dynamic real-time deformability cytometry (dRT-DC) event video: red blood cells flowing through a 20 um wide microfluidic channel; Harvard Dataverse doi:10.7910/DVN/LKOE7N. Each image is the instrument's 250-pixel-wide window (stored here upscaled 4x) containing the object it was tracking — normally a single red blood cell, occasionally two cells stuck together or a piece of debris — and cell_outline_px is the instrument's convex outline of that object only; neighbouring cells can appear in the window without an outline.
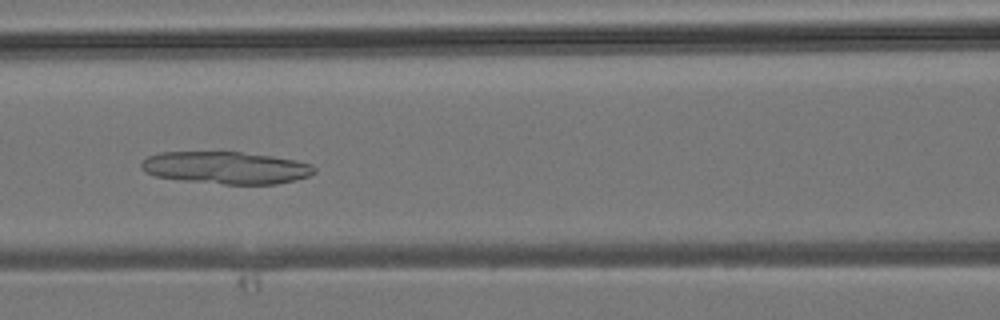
{"species": "common noctule bat (a hibernating species)", "species_latin": "Nyctalus noctula", "temperature_condition": "room temperature", "stored_images_in_passage": 36, "camera_frame_rate_fps": 3000, "um_per_image_px": 0.085, "animal": {"sex": "male", "body_mass_g": 19.2, "forearm_length_mm": 51.8}, "frame": {"image": 1, "passage_image": 13, "time_ms": 4.0, "image_size_px": [1000, 320], "cell_outline_px": [[316, 172], [308, 176], [296, 180], [276, 184], [224, 184], [180, 180], [156, 176], [144, 172], [140, 164], [148, 156], [160, 152], [240, 152], [272, 156], [296, 160], [312, 164], [316, 168]], "centroid_in_image_um": [19.23, 14.26], "position_along_channel_um": 147.4, "area_um2": 32.6}}
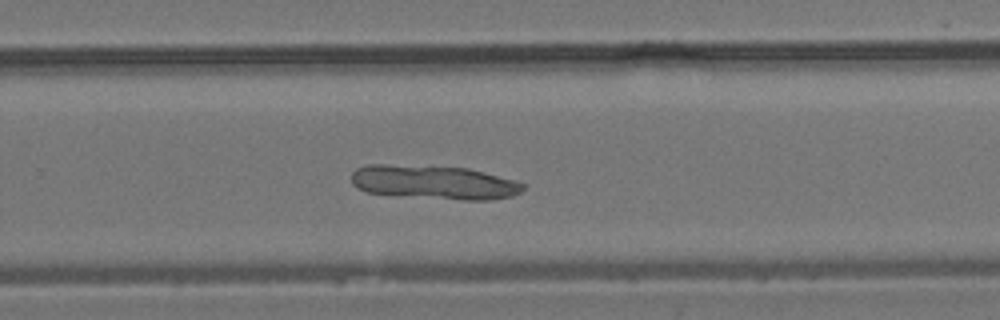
{"frame": {"image": 2, "passage_image": 22, "time_ms": 7.0, "image_size_px": [1000, 320], "cell_outline_px": [[524, 188], [520, 192], [512, 196], [492, 200], [464, 200], [368, 192], [356, 188], [352, 184], [352, 172], [356, 168], [368, 164], [384, 164], [468, 168], [484, 172], [512, 180], [524, 184]], "centroid_in_image_um": [36.87, 15.49], "position_along_channel_um": 292.9, "area_um2": 33.52}}
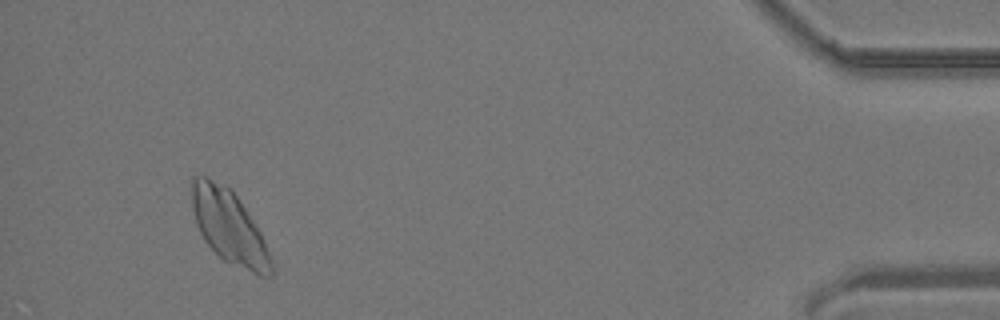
{"frame": {"image": 3, "passage_image": 34, "time_ms": 11.0, "image_size_px": [1000, 320], "cell_outline_px": [[272, 276], [260, 276], [224, 260], [204, 240], [196, 224], [192, 208], [192, 176], [204, 176], [232, 188], [256, 224], [260, 232], [268, 252], [272, 264]], "centroid_in_image_um": [19.46, 19.25], "position_along_channel_um": 415.7, "area_um2": 33.58}}